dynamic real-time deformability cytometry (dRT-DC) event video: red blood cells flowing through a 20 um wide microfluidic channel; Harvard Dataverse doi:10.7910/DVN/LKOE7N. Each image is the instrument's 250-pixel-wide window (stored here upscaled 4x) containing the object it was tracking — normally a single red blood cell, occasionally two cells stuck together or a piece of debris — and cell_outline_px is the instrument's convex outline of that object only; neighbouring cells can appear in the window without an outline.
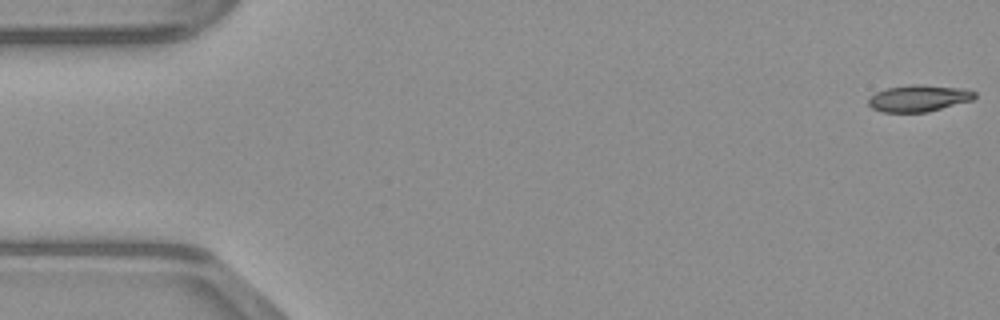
{"species": "common noctule bat (a hibernating species)", "species_latin": "Nyctalus noctula", "temperature_condition": "warm", "stored_images_in_passage": 13, "camera_frame_rate_fps": 3000, "um_per_image_px": 0.085, "animal": {"sex": "male", "body_mass_g": 23.1, "forearm_length_mm": 52.7}, "frame": {"image": 1, "passage_image": 1, "time_ms": 0.0, "image_size_px": [1000, 320], "cell_outline_px": [[976, 96], [972, 100], [928, 112], [880, 112], [872, 108], [868, 104], [868, 100], [876, 92], [888, 88], [908, 84], [920, 84], [964, 88], [976, 92]], "centroid_in_image_um": [78.1, 8.35], "position_along_channel_um": 6.9, "area_um2": 16.59}}
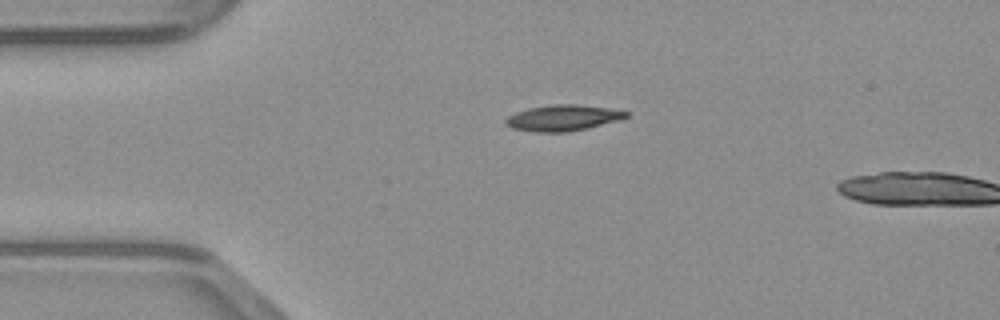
{"frame": {"image": 2, "passage_image": 11, "time_ms": 3.333, "image_size_px": [1000, 320], "cell_outline_px": [[628, 116], [620, 120], [588, 128], [568, 132], [536, 132], [512, 128], [504, 124], [504, 120], [508, 116], [516, 112], [528, 108], [552, 104], [576, 104], [608, 108], [628, 112]], "centroid_in_image_um": [47.82, 10.02], "position_along_channel_um": 37.2, "area_um2": 18.26}}